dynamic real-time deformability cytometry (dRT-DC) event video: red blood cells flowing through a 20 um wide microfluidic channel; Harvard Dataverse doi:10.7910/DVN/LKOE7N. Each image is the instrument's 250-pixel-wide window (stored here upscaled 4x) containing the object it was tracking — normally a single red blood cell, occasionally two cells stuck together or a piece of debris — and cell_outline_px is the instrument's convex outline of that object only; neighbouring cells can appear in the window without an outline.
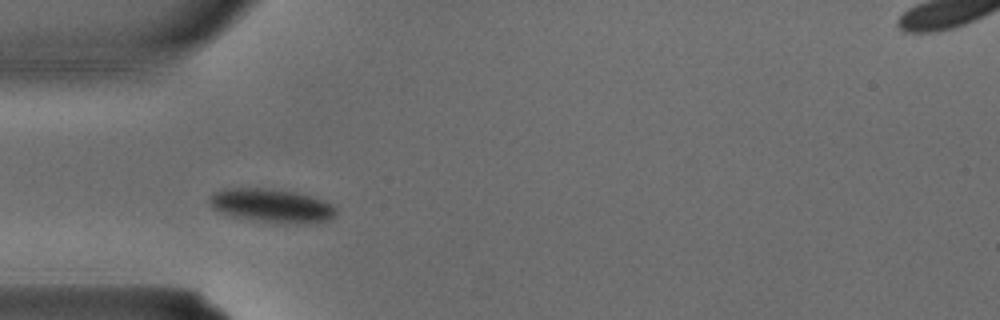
{"species": "common noctule bat (a hibernating species)", "species_latin": "Nyctalus noctula", "temperature_condition": "warm", "stored_images_in_passage": 3, "camera_frame_rate_fps": 3000, "um_per_image_px": 0.085, "animal": {"sex": "male", "body_mass_g": 15.6}, "frame": {"image": 1, "passage_image": 3, "time_ms": 0.667, "image_size_px": [1000, 320], "cell_outline_px": [[336, 216], [328, 220], [260, 220], [232, 216], [220, 212], [212, 208], [208, 204], [208, 196], [212, 192], [224, 188], [272, 188], [296, 192], [324, 200], [332, 204], [336, 208]], "centroid_in_image_um": [22.97, 17.39], "position_along_channel_um": 62.0, "area_um2": 23.93}}